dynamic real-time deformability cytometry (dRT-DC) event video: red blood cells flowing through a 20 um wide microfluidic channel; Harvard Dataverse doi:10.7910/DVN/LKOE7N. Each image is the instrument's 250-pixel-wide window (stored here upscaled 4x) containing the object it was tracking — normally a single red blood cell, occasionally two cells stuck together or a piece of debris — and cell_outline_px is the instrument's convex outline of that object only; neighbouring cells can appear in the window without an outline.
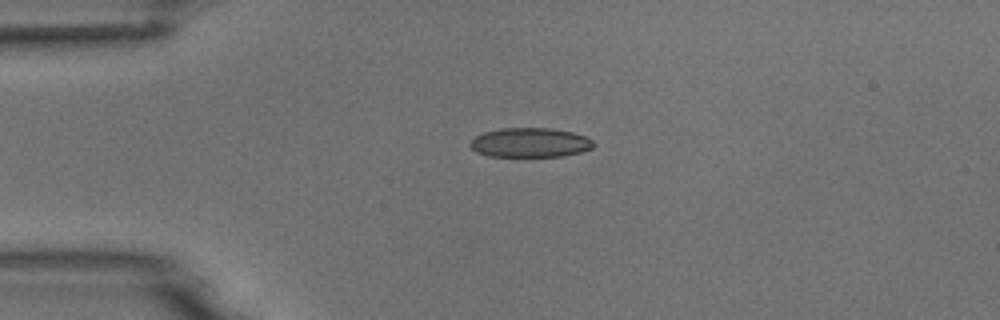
{"species": "common noctule bat (a hibernating species)", "species_latin": "Nyctalus noctula", "temperature_condition": "room temperature", "stored_images_in_passage": 5, "camera_frame_rate_fps": 3000, "um_per_image_px": 0.085, "animal": {"sex": "male", "body_mass_g": 18.8}, "frame": {"image": 1, "passage_image": 1, "time_ms": 0.0, "image_size_px": [1000, 320], "cell_outline_px": [[596, 144], [592, 148], [580, 152], [560, 156], [488, 156], [476, 152], [468, 144], [476, 136], [484, 132], [500, 128], [552, 128], [572, 132], [584, 136], [592, 140]], "centroid_in_image_um": [45.05, 12.11], "position_along_channel_um": 40.0, "area_um2": 21.1}}